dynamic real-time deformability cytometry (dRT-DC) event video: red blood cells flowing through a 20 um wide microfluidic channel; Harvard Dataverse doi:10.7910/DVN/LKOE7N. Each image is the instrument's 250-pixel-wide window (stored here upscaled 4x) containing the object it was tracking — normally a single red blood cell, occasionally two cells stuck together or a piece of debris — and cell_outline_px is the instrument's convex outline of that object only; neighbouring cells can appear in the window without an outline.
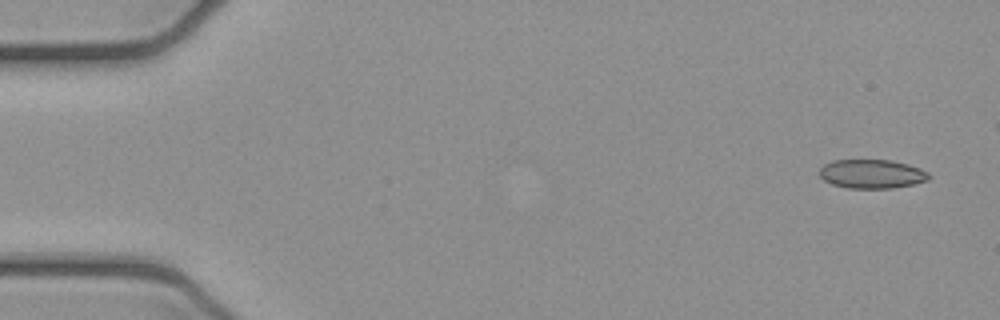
{"species": "common noctule bat (a hibernating species)", "species_latin": "Nyctalus noctula", "temperature_condition": "cold", "stored_images_in_passage": 5, "camera_frame_rate_fps": 3000, "um_per_image_px": 0.085, "animal": {"sex": "female", "body_mass_g": 21.9}, "frame": {"image": 1, "passage_image": 1, "time_ms": 0.0, "image_size_px": [1000, 320], "cell_outline_px": [[932, 176], [928, 180], [912, 184], [892, 188], [848, 188], [832, 184], [824, 180], [820, 176], [820, 168], [824, 164], [832, 160], [892, 160], [908, 164], [920, 168], [928, 172]], "centroid_in_image_um": [74.12, 14.78], "position_along_channel_um": 10.9, "area_um2": 18.5}}